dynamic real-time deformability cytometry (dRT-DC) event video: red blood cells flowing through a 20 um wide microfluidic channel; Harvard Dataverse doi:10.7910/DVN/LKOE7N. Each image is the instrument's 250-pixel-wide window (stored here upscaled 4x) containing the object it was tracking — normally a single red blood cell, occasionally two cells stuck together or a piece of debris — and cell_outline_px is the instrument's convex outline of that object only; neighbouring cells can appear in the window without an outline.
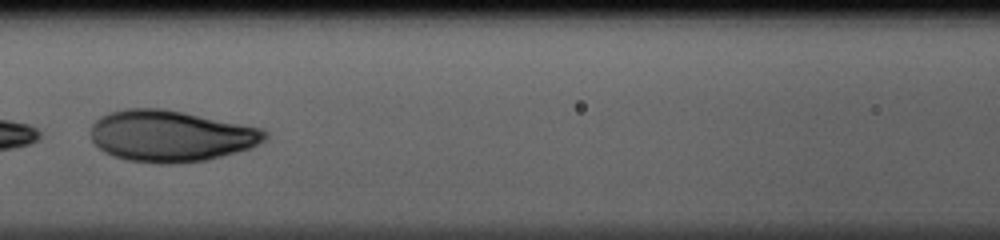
{"species": "human", "species_latin": "Homo sapiens", "temperature_condition": "cold", "stored_images_in_passage": 35, "camera_frame_rate_fps": 3000, "um_per_image_px": 0.085, "donor": {"sex": "male"}, "frame": {"image": 1, "passage_image": 16, "time_ms": 5.0, "image_size_px": [1000, 240], "cell_outline_px": [[268, 136], [264, 140], [248, 148], [236, 152], [208, 160], [172, 164], [160, 164], [128, 160], [112, 156], [104, 152], [92, 140], [92, 124], [100, 116], [108, 112], [128, 108], [160, 108], [184, 112], [260, 128], [268, 132]], "centroid_in_image_um": [14.48, 11.56], "position_along_channel_um": 152.1, "area_um2": 51.96}}
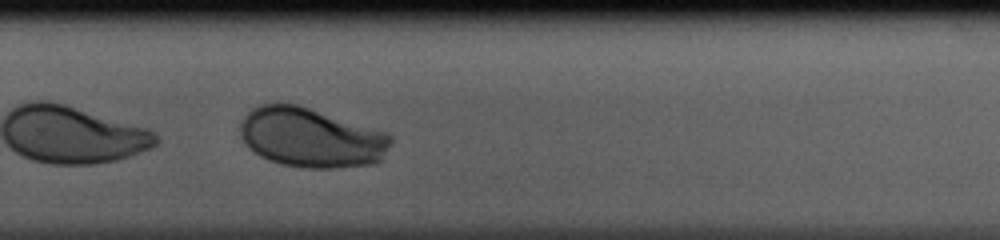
{"frame": {"image": 2, "passage_image": 27, "time_ms": 8.667, "image_size_px": [1000, 240], "cell_outline_px": [[392, 140], [380, 160], [376, 164], [336, 168], [308, 168], [280, 164], [268, 160], [260, 156], [248, 148], [244, 144], [240, 136], [240, 124], [244, 116], [252, 108], [260, 104], [296, 104], [388, 132], [392, 136]], "centroid_in_image_um": [26.42, 11.71], "position_along_channel_um": 303.4, "area_um2": 52.42}}
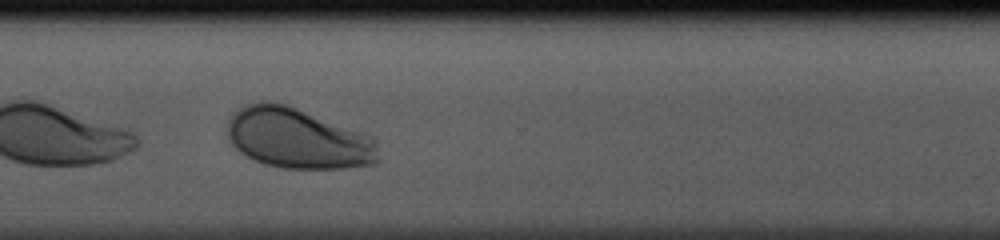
{"frame": {"image": 3, "passage_image": 30, "time_ms": 9.667, "image_size_px": [1000, 240], "cell_outline_px": [[380, 160], [376, 164], [344, 168], [284, 168], [264, 164], [240, 152], [232, 144], [228, 136], [228, 124], [232, 116], [240, 108], [248, 104], [284, 104], [296, 108], [376, 136]], "centroid_in_image_um": [25.42, 11.8], "position_along_channel_um": 345.2, "area_um2": 52.77}}